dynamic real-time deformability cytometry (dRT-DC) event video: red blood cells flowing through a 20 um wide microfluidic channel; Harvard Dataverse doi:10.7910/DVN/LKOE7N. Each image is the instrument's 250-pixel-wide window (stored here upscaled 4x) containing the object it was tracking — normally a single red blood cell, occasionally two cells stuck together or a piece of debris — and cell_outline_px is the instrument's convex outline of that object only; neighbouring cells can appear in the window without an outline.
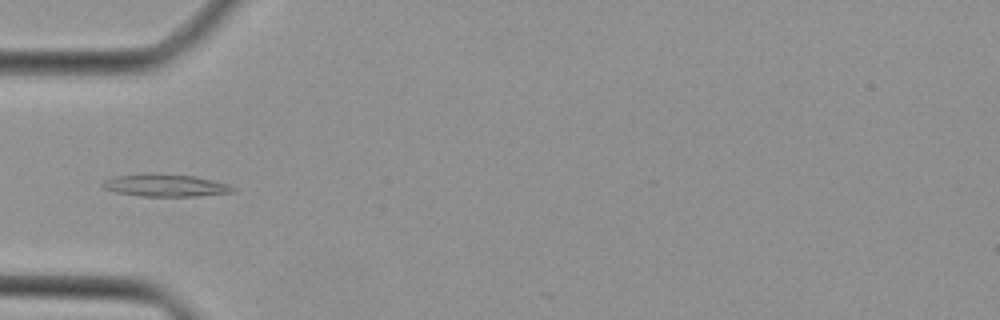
{"species": "Egyptian fruit bat (a non-hibernating species)", "species_latin": "Rousettus aegyptiacus", "temperature_condition": "cold", "stored_images_in_passage": 39, "camera_frame_rate_fps": 3000, "um_per_image_px": 0.085, "animal": {"sex": "female"}, "frame": {"image": 1, "passage_image": 9, "time_ms": 2.667, "image_size_px": [1000, 320], "cell_outline_px": [[236, 188], [232, 192], [200, 196], [140, 196], [116, 192], [104, 188], [100, 184], [104, 180], [112, 176], [144, 172], [152, 172], [196, 176], [228, 184]], "centroid_in_image_um": [14.0, 15.73], "position_along_channel_um": 71.0, "area_um2": 17.4}}
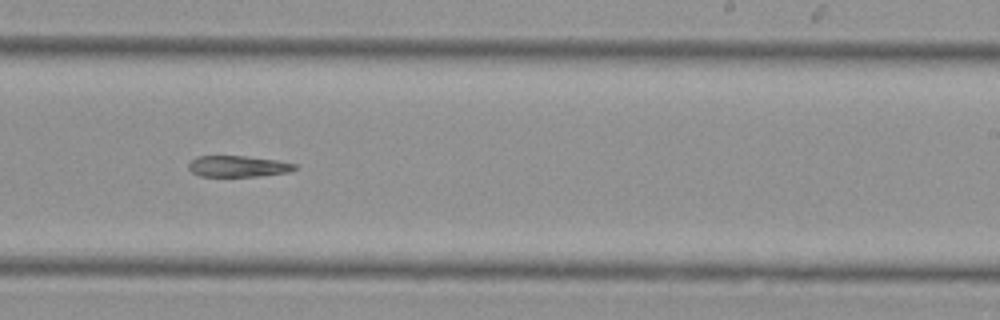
{"frame": {"image": 2, "passage_image": 22, "time_ms": 7.0, "image_size_px": [1000, 320], "cell_outline_px": [[296, 168], [288, 172], [260, 176], [200, 176], [192, 172], [188, 168], [188, 164], [196, 156], [244, 156], [276, 160], [296, 164]], "centroid_in_image_um": [20.21, 14.13], "position_along_channel_um": 268.8, "area_um2": 13.01}}
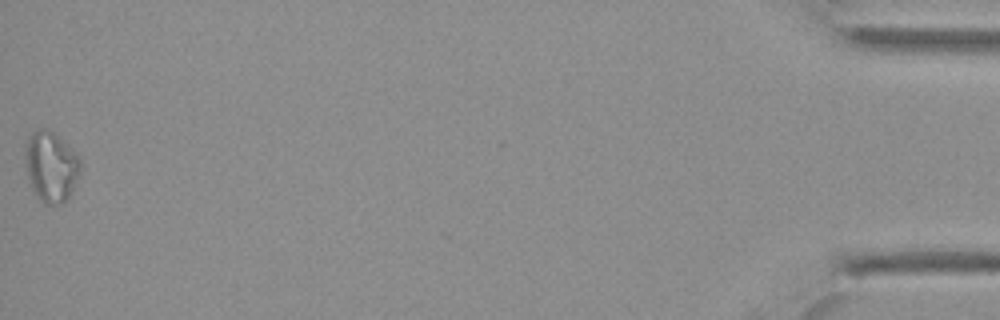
{"frame": {"image": 3, "passage_image": 39, "time_ms": 12.667, "image_size_px": [1000, 320], "cell_outline_px": [[80, 176], [72, 192], [60, 204], [44, 204], [36, 196], [32, 188], [24, 164], [24, 152], [28, 140], [32, 132], [44, 128], [52, 132], [72, 148], [80, 160]], "centroid_in_image_um": [4.33, 14.18], "position_along_channel_um": 430.9, "area_um2": 22.6}}